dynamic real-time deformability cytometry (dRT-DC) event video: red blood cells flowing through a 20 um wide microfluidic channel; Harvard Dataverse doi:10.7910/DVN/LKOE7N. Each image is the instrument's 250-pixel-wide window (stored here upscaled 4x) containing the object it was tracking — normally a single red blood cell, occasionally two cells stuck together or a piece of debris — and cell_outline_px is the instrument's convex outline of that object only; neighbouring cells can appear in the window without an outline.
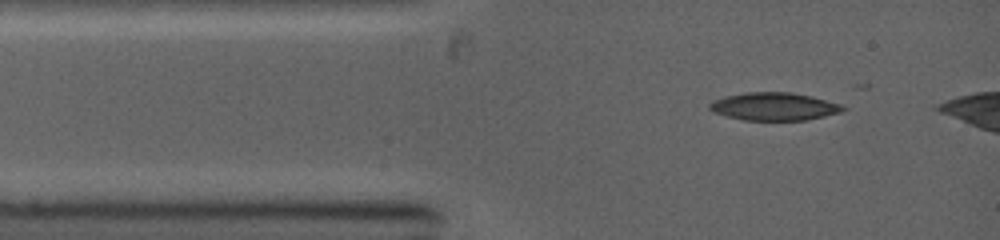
{"species": "common noctule bat (a hibernating species)", "species_latin": "Nyctalus noctula", "temperature_condition": "warm", "stored_images_in_passage": 6, "camera_frame_rate_fps": 5000, "um_per_image_px": 0.085, "animal": {"sex": "female", "body_mass_g": 19.0, "forearm_length_mm": 53.3}, "frame": {"image": 1, "passage_image": 1, "time_ms": 0.0, "image_size_px": [1000, 240], "cell_outline_px": [[848, 108], [840, 112], [808, 120], [744, 120], [712, 112], [708, 108], [708, 104], [712, 100], [724, 96], [744, 92], [792, 92], [812, 96], [840, 104]], "centroid_in_image_um": [65.77, 9.04], "position_along_channel_um": 19.2, "area_um2": 21.79}}